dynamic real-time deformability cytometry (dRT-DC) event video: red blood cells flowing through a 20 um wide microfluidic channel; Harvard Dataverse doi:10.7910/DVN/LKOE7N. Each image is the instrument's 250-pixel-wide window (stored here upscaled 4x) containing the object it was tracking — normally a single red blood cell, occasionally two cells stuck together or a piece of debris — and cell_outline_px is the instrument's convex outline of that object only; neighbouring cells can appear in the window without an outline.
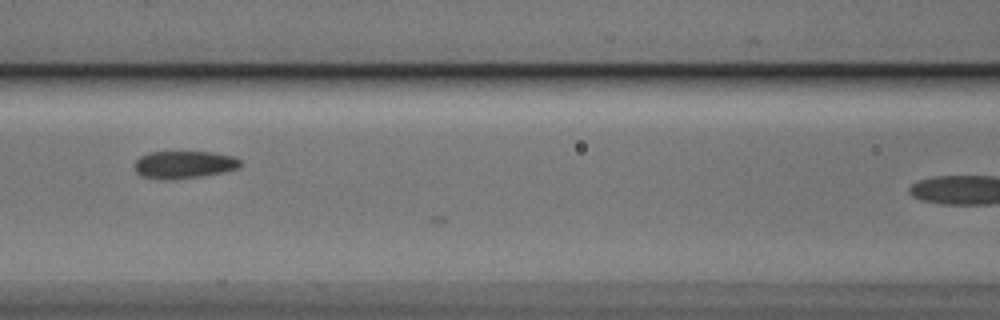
{"species": "Egyptian fruit bat (a non-hibernating species)", "species_latin": "Rousettus aegyptiacus", "temperature_condition": "cold", "stored_images_in_passage": 10, "camera_frame_rate_fps": 3000, "um_per_image_px": 0.085, "animal": {"sex": "male"}, "frame": {"image": 1, "passage_image": 6, "time_ms": 1.667, "image_size_px": [1000, 320], "cell_outline_px": [[244, 164], [240, 168], [224, 172], [200, 176], [168, 180], [140, 176], [136, 172], [132, 164], [140, 156], [148, 152], [212, 152], [236, 156]], "centroid_in_image_um": [15.66, 13.99], "position_along_channel_um": 150.9, "area_um2": 17.28}}
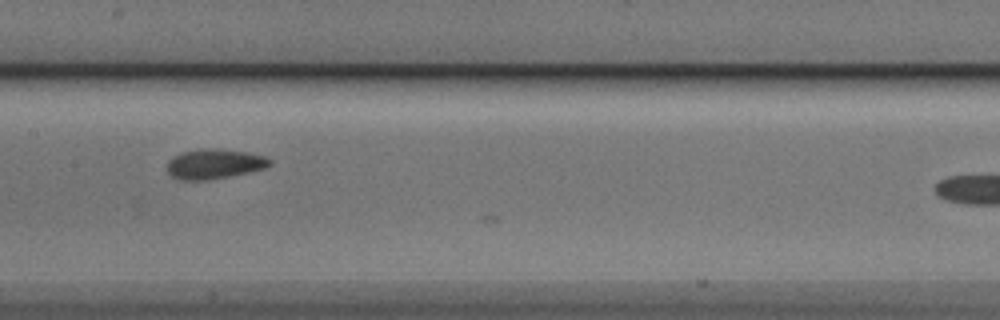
{"frame": {"image": 2, "passage_image": 9, "time_ms": 2.667, "image_size_px": [1000, 320], "cell_outline_px": [[272, 164], [264, 168], [248, 172], [208, 180], [180, 180], [172, 176], [168, 172], [168, 160], [184, 152], [200, 148], [216, 148], [248, 152], [264, 156], [272, 160]], "centroid_in_image_um": [18.24, 13.93], "position_along_channel_um": 189.2, "area_um2": 17.74}}